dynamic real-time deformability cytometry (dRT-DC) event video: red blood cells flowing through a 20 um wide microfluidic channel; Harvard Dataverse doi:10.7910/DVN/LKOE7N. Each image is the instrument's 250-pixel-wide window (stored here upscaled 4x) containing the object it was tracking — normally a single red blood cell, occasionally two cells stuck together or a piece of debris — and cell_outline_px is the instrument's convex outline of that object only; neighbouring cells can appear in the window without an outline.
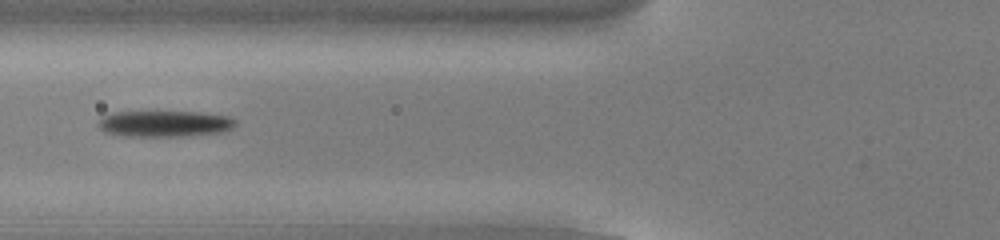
{"species": "common noctule bat (a hibernating species)", "species_latin": "Nyctalus noctula", "temperature_condition": "cold", "stored_images_in_passage": 44, "camera_frame_rate_fps": 3000, "um_per_image_px": 0.085, "animal": {"sex": "male", "body_mass_g": 13.0, "forearm_length_mm": 53.1}, "frame": {"image": 1, "passage_image": 12, "time_ms": 3.667, "image_size_px": [1000, 240], "cell_outline_px": [[236, 124], [232, 128], [224, 132], [180, 136], [120, 136], [104, 132], [96, 124], [104, 116], [112, 112], [200, 112], [228, 116], [236, 120]], "centroid_in_image_um": [13.98, 10.52], "position_along_channel_um": 111.8, "area_um2": 20.98}}
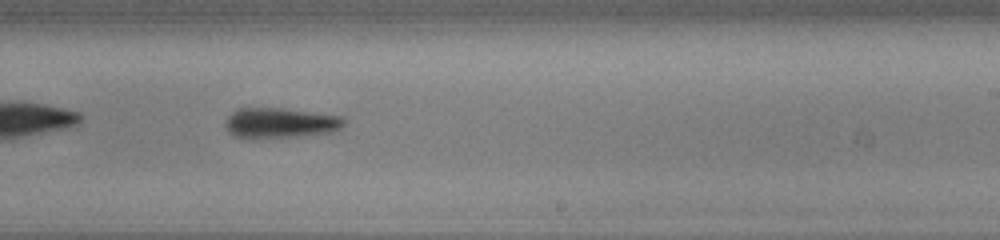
{"frame": {"image": 2, "passage_image": 24, "time_ms": 7.667, "image_size_px": [1000, 240], "cell_outline_px": [[344, 124], [340, 128], [332, 132], [300, 136], [252, 140], [236, 136], [228, 132], [224, 128], [224, 124], [228, 116], [236, 108], [284, 108], [340, 116], [344, 120]], "centroid_in_image_um": [23.74, 10.47], "position_along_channel_um": 265.3, "area_um2": 21.33}}
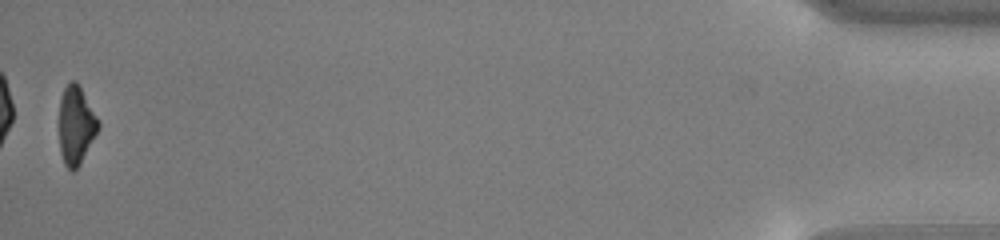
{"frame": {"image": 3, "passage_image": 44, "time_ms": 14.333, "image_size_px": [1000, 240], "cell_outline_px": [[100, 128], [80, 164], [72, 172], [64, 164], [60, 152], [60, 100], [64, 88], [72, 80], [76, 80], [100, 120]], "centroid_in_image_um": [6.48, 10.65], "position_along_channel_um": 428.7, "area_um2": 17.86}, "authors_computed_cell_mechanics": {"area_um2": 21.0392, "velocity_mm_per_s": 3.841, "shape_relaxation_time_tau1_ms": 2.9327, "shape_relaxation_time_tau2_ms": null, "deformation_change_tau1": 0.1302, "deformation_change_tau2": null}}